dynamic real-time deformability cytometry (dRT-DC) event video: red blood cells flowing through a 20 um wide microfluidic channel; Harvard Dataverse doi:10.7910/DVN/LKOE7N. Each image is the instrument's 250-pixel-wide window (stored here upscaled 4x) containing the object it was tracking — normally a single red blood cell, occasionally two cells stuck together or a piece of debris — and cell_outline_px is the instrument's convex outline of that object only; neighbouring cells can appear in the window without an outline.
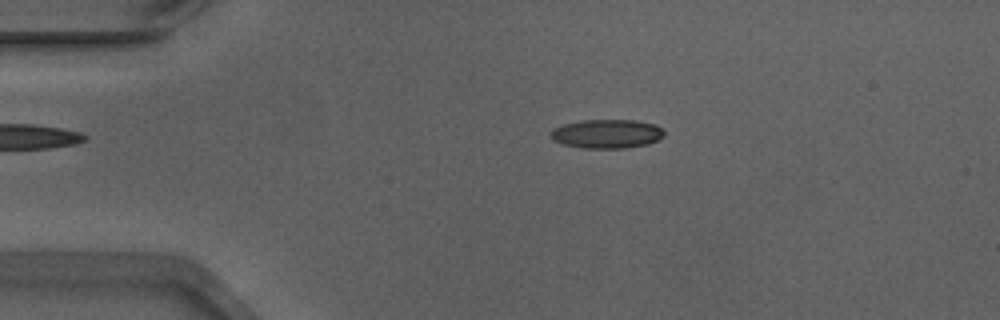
{"species": "Egyptian fruit bat (a non-hibernating species)", "species_latin": "Rousettus aegyptiacus", "temperature_condition": "warm", "stored_images_in_passage": 52, "camera_frame_rate_fps": 3000, "um_per_image_px": 0.085, "animal": {"sex": "male"}, "frame": {"image": 1, "passage_image": 10, "time_ms": 3.0, "image_size_px": [1000, 320], "cell_outline_px": [[664, 136], [648, 144], [624, 148], [584, 148], [564, 144], [552, 140], [548, 132], [552, 128], [564, 124], [580, 120], [636, 120], [656, 124], [664, 132]], "centroid_in_image_um": [51.55, 11.36], "position_along_channel_um": 33.5, "area_um2": 19.25}}
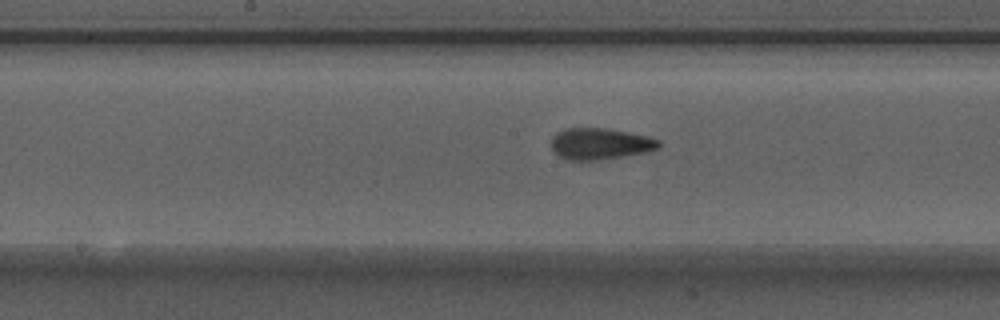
{"frame": {"image": 2, "passage_image": 26, "time_ms": 8.333, "image_size_px": [1000, 320], "cell_outline_px": [[660, 144], [656, 148], [644, 152], [620, 156], [592, 160], [568, 160], [560, 156], [552, 148], [552, 136], [556, 132], [564, 128], [608, 128], [648, 136], [660, 140]], "centroid_in_image_um": [50.97, 12.19], "position_along_channel_um": 197.2, "area_um2": 19.36}}
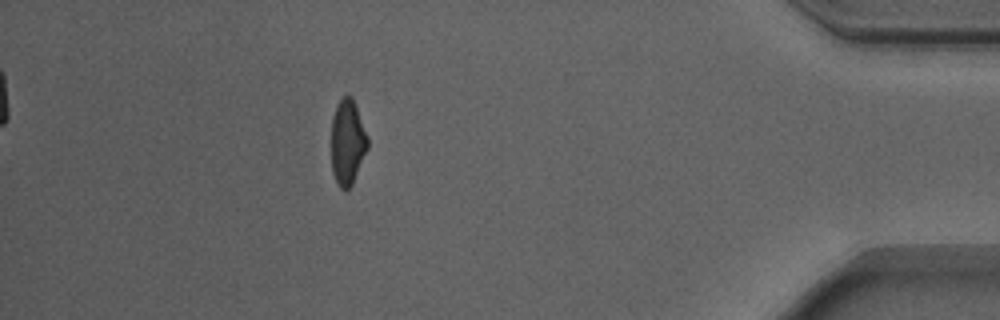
{"frame": {"image": 3, "passage_image": 46, "time_ms": 15.0, "image_size_px": [1000, 320], "cell_outline_px": [[368, 148], [352, 184], [344, 192], [336, 184], [332, 172], [332, 116], [336, 104], [344, 96], [352, 96], [356, 104], [368, 136]], "centroid_in_image_um": [29.54, 12.09], "position_along_channel_um": 405.7, "area_um2": 18.26}, "authors_computed_cell_mechanics": {"area_um2": 19.0451, "velocity_mm_per_s": 3.896, "shape_relaxation_time_tau1_ms": 8.3579, "shape_relaxation_time_tau2_ms": 1.7574, "deformation_change_tau1": 0.2043, "deformation_change_tau2": 0.099}}